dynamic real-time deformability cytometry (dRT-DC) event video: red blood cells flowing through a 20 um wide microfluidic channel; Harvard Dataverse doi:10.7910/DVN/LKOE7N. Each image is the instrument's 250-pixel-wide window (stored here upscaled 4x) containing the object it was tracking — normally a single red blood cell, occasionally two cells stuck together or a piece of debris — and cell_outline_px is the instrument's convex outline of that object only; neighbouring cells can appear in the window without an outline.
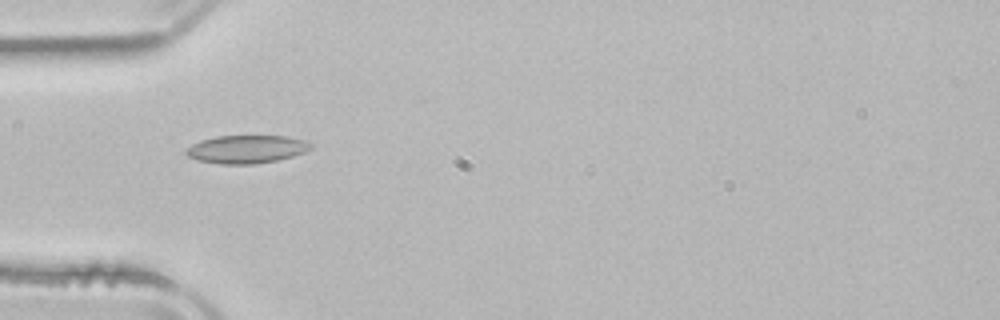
{"species": "common noctule bat (a hibernating species)", "species_latin": "Nyctalus noctula", "temperature_condition": "room temperature", "stored_images_in_passage": 4, "camera_frame_rate_fps": 3000, "um_per_image_px": 0.085, "animal": {"sex": "male", "body_mass_g": 21.5, "forearm_length_mm": 52.0}, "frame": {"image": 1, "passage_image": 3, "time_ms": 2.667, "image_size_px": [1000, 320], "cell_outline_px": [[312, 148], [304, 152], [292, 156], [276, 160], [256, 164], [220, 164], [196, 160], [188, 156], [184, 152], [184, 148], [200, 140], [216, 136], [288, 136], [304, 140], [312, 144]], "centroid_in_image_um": [20.91, 12.68], "position_along_channel_um": 64.1, "area_um2": 20.52}}
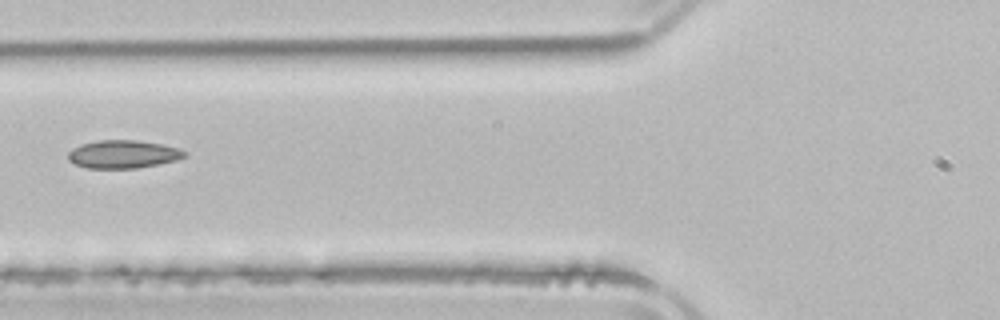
{"frame": {"image": 2, "passage_image": 4, "time_ms": 4.0, "image_size_px": [1000, 320], "cell_outline_px": [[188, 156], [176, 160], [136, 168], [88, 168], [76, 164], [68, 160], [68, 152], [72, 148], [80, 144], [100, 140], [136, 140], [160, 144], [176, 148], [188, 152]], "centroid_in_image_um": [10.45, 13.1], "position_along_channel_um": 115.4, "area_um2": 18.9}}